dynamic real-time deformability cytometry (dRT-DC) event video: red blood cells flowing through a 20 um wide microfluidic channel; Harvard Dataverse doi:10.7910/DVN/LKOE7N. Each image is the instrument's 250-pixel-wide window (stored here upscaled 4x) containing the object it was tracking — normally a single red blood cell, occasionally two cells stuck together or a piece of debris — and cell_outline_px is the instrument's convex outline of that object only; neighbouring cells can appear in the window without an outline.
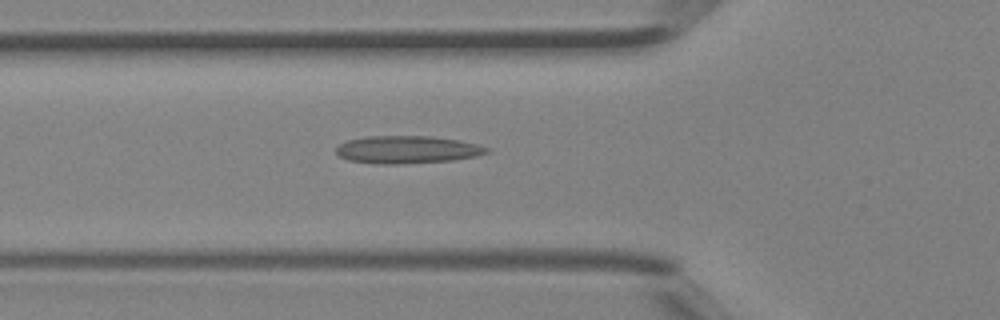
{"species": "Egyptian fruit bat (a non-hibernating species)", "species_latin": "Rousettus aegyptiacus", "temperature_condition": "room temperature", "stored_images_in_passage": 30, "camera_frame_rate_fps": 3000, "um_per_image_px": 0.085, "animal": {"sex": "female"}, "frame": {"image": 1, "passage_image": 3, "time_ms": 0.667, "image_size_px": [1000, 320], "cell_outline_px": [[488, 152], [476, 156], [452, 160], [400, 164], [376, 164], [348, 160], [340, 156], [336, 152], [336, 148], [340, 144], [348, 140], [364, 136], [432, 136], [456, 140], [476, 144], [488, 148]], "centroid_in_image_um": [34.57, 12.72], "position_along_channel_um": 91.2, "area_um2": 24.1}}
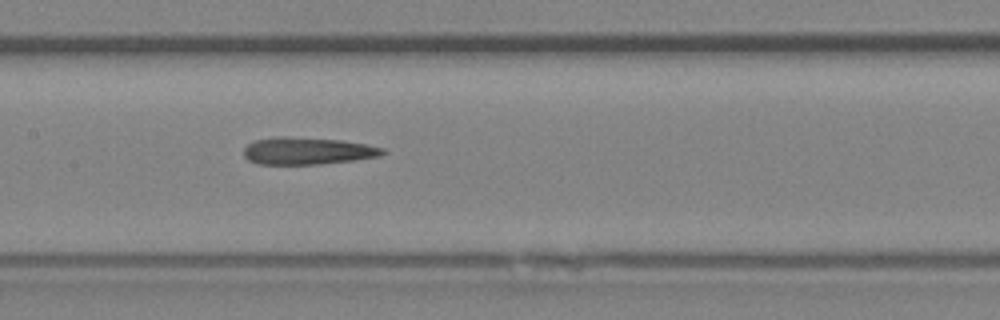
{"frame": {"image": 2, "passage_image": 9, "time_ms": 2.667, "image_size_px": [1000, 320], "cell_outline_px": [[388, 152], [380, 156], [356, 160], [320, 164], [260, 164], [248, 160], [244, 156], [244, 148], [248, 144], [256, 140], [276, 136], [284, 136], [340, 140], [364, 144], [384, 148]], "centroid_in_image_um": [26.15, 12.83], "position_along_channel_um": 181.3, "area_um2": 22.02}}
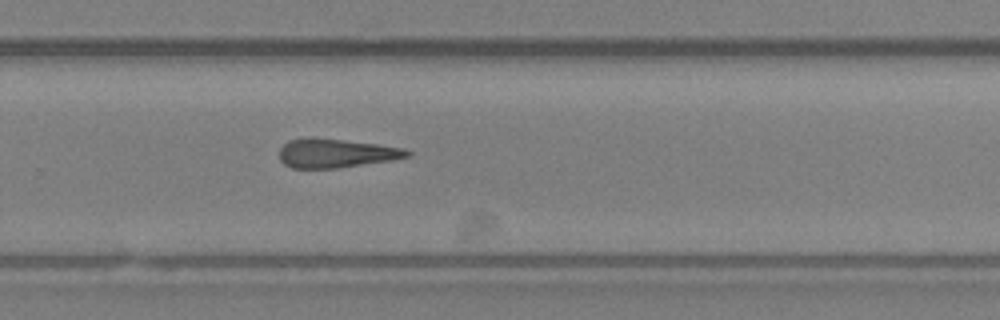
{"frame": {"image": 3, "passage_image": 17, "time_ms": 5.333, "image_size_px": [1000, 320], "cell_outline_px": [[412, 156], [392, 160], [336, 168], [292, 168], [284, 164], [280, 160], [280, 148], [288, 140], [308, 136], [376, 144], [404, 148], [412, 152]], "centroid_in_image_um": [28.55, 13.01], "position_along_channel_um": 301.3, "area_um2": 21.62}}